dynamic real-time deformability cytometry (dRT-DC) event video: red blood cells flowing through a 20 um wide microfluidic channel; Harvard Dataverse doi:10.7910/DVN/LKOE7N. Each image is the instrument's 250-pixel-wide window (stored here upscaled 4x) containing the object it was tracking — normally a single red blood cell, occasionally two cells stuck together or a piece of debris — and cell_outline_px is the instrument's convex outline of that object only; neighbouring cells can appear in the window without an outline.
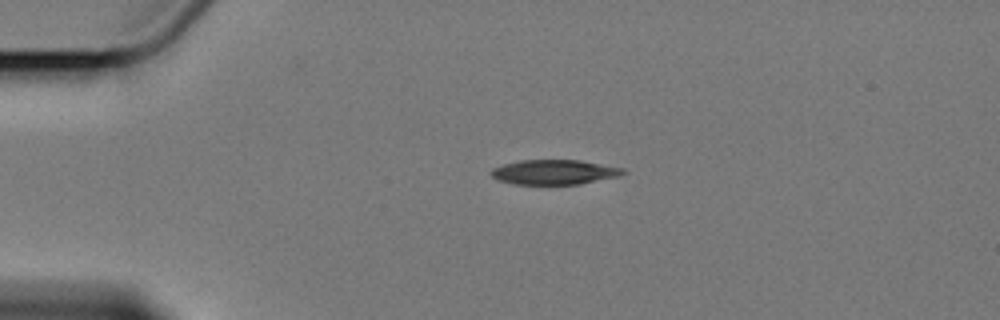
{"species": "Egyptian fruit bat (a non-hibernating species)", "species_latin": "Rousettus aegyptiacus", "temperature_condition": "cold", "stored_images_in_passage": 4, "camera_frame_rate_fps": 3000, "um_per_image_px": 0.085, "animal": {"sex": "female"}, "frame": {"image": 1, "passage_image": 3, "time_ms": 2.667, "image_size_px": [1000, 320], "cell_outline_px": [[628, 172], [620, 176], [580, 184], [516, 184], [496, 180], [488, 172], [492, 168], [504, 164], [520, 160], [580, 160], [624, 168]], "centroid_in_image_um": [47.12, 14.63], "position_along_channel_um": 37.9, "area_um2": 19.19}}